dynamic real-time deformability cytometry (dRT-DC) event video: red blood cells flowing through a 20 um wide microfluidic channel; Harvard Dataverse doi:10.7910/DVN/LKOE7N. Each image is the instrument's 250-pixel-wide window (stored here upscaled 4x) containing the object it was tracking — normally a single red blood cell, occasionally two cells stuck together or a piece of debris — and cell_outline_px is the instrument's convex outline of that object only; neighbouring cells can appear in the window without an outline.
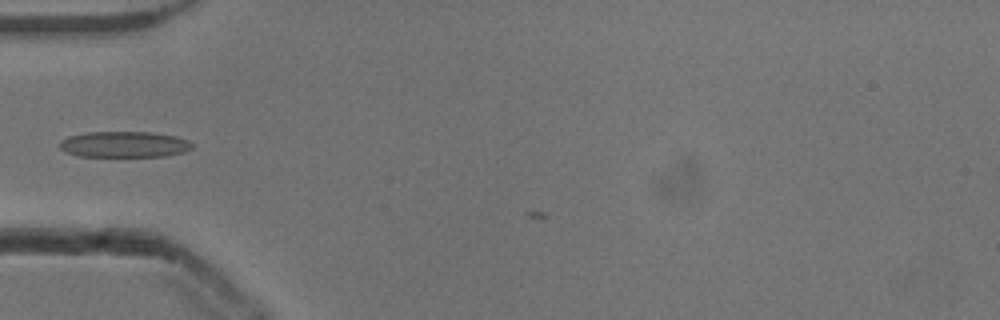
{"species": "common noctule bat (a hibernating species)", "species_latin": "Nyctalus noctula", "temperature_condition": "cold", "stored_images_in_passage": 5, "camera_frame_rate_fps": 3000, "um_per_image_px": 0.085, "animal": {"sex": "male", "body_mass_g": 13.3}, "frame": {"image": 1, "passage_image": 4, "time_ms": 1.0, "image_size_px": [1000, 320], "cell_outline_px": [[192, 148], [184, 152], [164, 156], [76, 156], [64, 152], [60, 148], [60, 140], [68, 136], [88, 132], [152, 132], [176, 136], [188, 140], [192, 144]], "centroid_in_image_um": [10.54, 12.27], "position_along_channel_um": 74.5, "area_um2": 20.11}}